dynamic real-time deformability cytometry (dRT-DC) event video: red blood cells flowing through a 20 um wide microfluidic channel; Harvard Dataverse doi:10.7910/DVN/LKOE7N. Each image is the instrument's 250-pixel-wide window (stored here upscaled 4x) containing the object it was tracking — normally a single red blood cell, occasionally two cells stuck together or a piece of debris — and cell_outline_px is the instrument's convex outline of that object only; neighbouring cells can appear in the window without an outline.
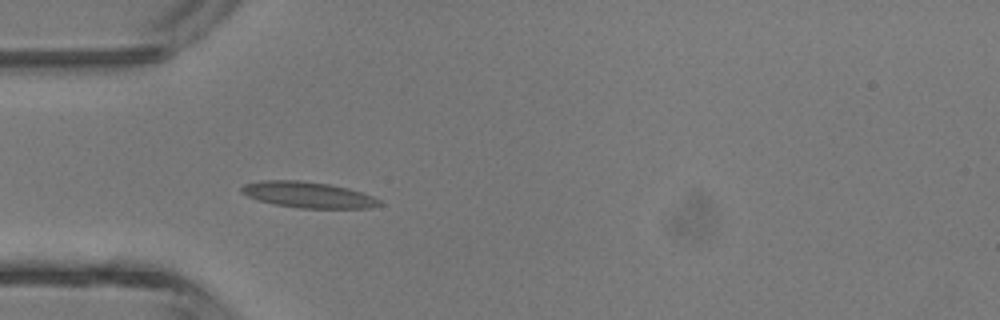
{"species": "common noctule bat (a hibernating species)", "species_latin": "Nyctalus noctula", "temperature_condition": "room temperature", "stored_images_in_passage": 3, "camera_frame_rate_fps": 3000, "um_per_image_px": 0.085, "animal": {"sex": "male", "body_mass_g": 13.3}, "frame": {"image": 1, "passage_image": 3, "time_ms": 3.0, "image_size_px": [1000, 320], "cell_outline_px": [[380, 204], [368, 208], [296, 208], [272, 204], [256, 200], [240, 192], [240, 188], [244, 184], [264, 180], [300, 180], [328, 184], [348, 188], [372, 196], [380, 200]], "centroid_in_image_um": [26.12, 16.56], "position_along_channel_um": 58.9, "area_um2": 20.87}}